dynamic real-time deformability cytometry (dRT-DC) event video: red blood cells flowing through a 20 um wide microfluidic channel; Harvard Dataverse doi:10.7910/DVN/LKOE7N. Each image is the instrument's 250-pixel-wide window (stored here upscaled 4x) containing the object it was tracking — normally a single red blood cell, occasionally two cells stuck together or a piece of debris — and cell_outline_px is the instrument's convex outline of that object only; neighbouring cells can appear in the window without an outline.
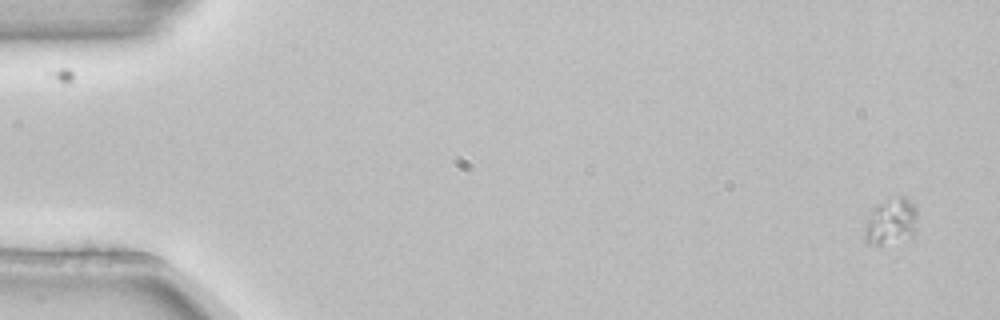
{"species": "common noctule bat (a hibernating species)", "species_latin": "Nyctalus noctula", "temperature_condition": "room temperature", "stored_images_in_passage": 5, "camera_frame_rate_fps": 3000, "um_per_image_px": 0.085, "animal": {"sex": "female", "body_mass_g": 22.7, "forearm_length_mm": 54.2}, "frame": {"image": 1, "passage_image": 1, "time_ms": 0.0, "image_size_px": [1000, 320], "cell_outline_px": [[916, 232], [912, 236], [880, 248], [868, 244], [864, 240], [864, 232], [872, 208], [876, 204], [900, 192], [916, 208]], "centroid_in_image_um": [75.72, 18.84], "position_along_channel_um": 9.3, "area_um2": 14.91}}
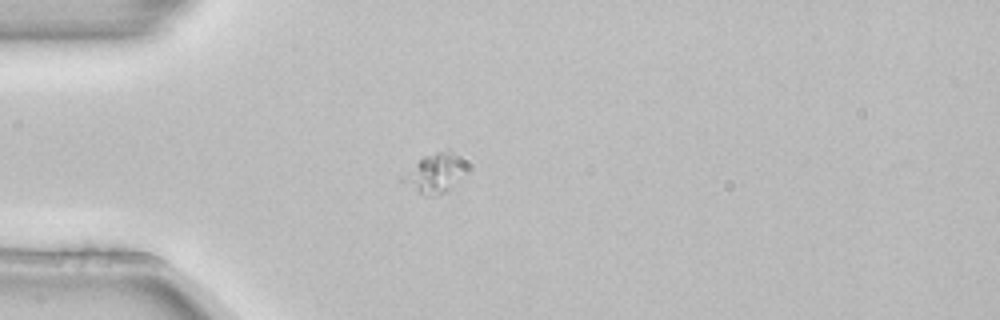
{"frame": {"image": 2, "passage_image": 4, "time_ms": 1.0, "image_size_px": [1000, 320], "cell_outline_px": [[456, 168], [448, 188], [444, 192], [436, 196], [432, 196], [420, 192], [396, 180], [424, 156], [436, 152], [452, 152]], "centroid_in_image_um": [36.62, 14.77], "position_along_channel_um": 48.4, "area_um2": 12.2}}
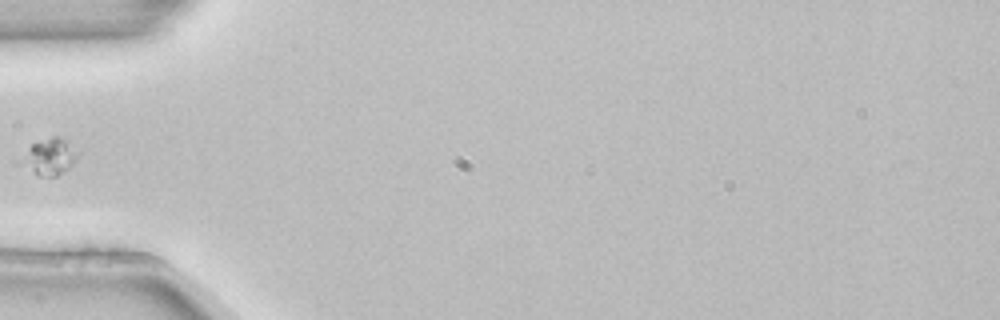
{"frame": {"image": 3, "passage_image": 5, "time_ms": 1.333, "image_size_px": [1000, 320], "cell_outline_px": [[80, 152], [76, 160], [68, 168], [56, 176], [40, 176], [12, 164], [12, 160], [32, 144], [52, 136], [60, 136]], "centroid_in_image_um": [4.03, 13.34], "position_along_channel_um": 81.0, "area_um2": 12.77}}